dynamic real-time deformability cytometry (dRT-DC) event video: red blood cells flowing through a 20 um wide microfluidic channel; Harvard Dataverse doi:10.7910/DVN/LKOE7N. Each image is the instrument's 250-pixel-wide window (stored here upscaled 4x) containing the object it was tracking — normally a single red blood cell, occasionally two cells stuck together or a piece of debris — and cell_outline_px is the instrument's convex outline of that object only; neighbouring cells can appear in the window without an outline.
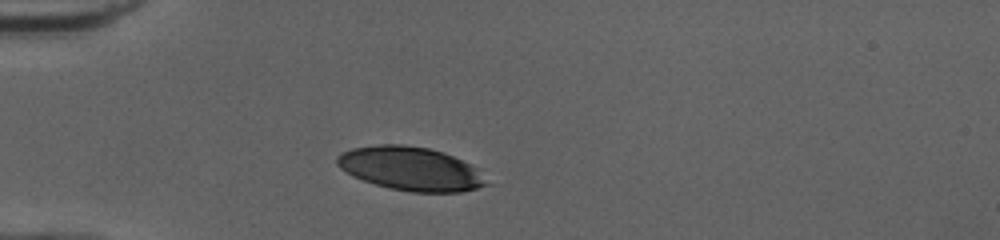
{"species": "human", "species_latin": "Homo sapiens", "temperature_condition": "cold", "stored_images_in_passage": 29, "camera_frame_rate_fps": 3000, "um_per_image_px": 0.085, "donor": {"sex": "female"}, "frame": {"image": 1, "passage_image": 1, "time_ms": 0.0, "image_size_px": [1000, 240], "cell_outline_px": [[492, 184], [460, 192], [412, 192], [388, 188], [352, 176], [340, 168], [336, 164], [336, 156], [340, 152], [352, 148], [380, 144], [400, 144], [428, 148], [444, 152], [472, 164]], "centroid_in_image_um": [34.91, 14.34], "position_along_channel_um": 50.1, "area_um2": 38.26}}
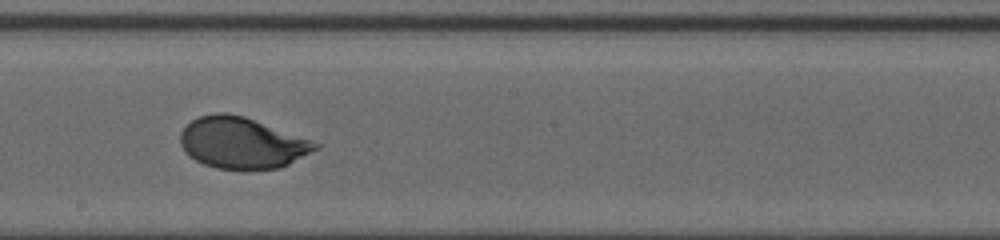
{"frame": {"image": 2, "passage_image": 16, "time_ms": 5.0, "image_size_px": [1000, 240], "cell_outline_px": [[324, 144], [320, 148], [280, 168], [216, 168], [204, 164], [188, 156], [184, 152], [180, 144], [180, 132], [192, 120], [200, 116], [216, 112], [228, 112], [244, 116]], "centroid_in_image_um": [20.57, 12.13], "position_along_channel_um": 227.6, "area_um2": 40.23}}
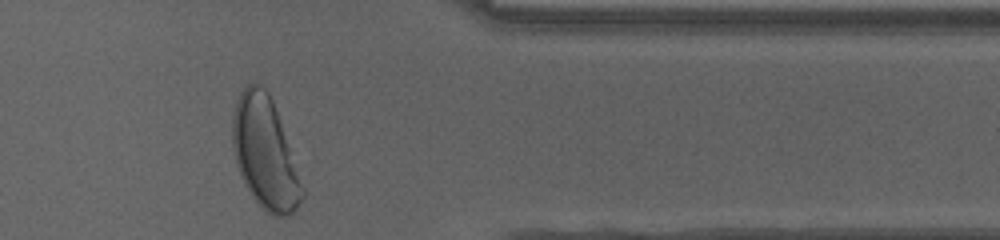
{"frame": {"image": 3, "passage_image": 29, "time_ms": 9.333, "image_size_px": [1000, 240], "cell_outline_px": [[304, 196], [296, 208], [288, 216], [276, 216], [268, 212], [252, 196], [244, 184], [240, 176], [236, 164], [232, 144], [232, 112], [236, 100], [240, 92], [248, 84], [260, 84], [268, 92], [272, 100], [304, 188]], "centroid_in_image_um": [22.49, 13.0], "position_along_channel_um": 388.9, "area_um2": 44.8}, "authors_computed_cell_mechanics": {"area_um2": 40.2288, "velocity_mm_per_s": 3.9686, "shape_relaxation_time_tau1_ms": 3.397, "shape_relaxation_time_tau2_ms": null, "deformation_change_tau1": 0.1825, "deformation_change_tau2": null}}